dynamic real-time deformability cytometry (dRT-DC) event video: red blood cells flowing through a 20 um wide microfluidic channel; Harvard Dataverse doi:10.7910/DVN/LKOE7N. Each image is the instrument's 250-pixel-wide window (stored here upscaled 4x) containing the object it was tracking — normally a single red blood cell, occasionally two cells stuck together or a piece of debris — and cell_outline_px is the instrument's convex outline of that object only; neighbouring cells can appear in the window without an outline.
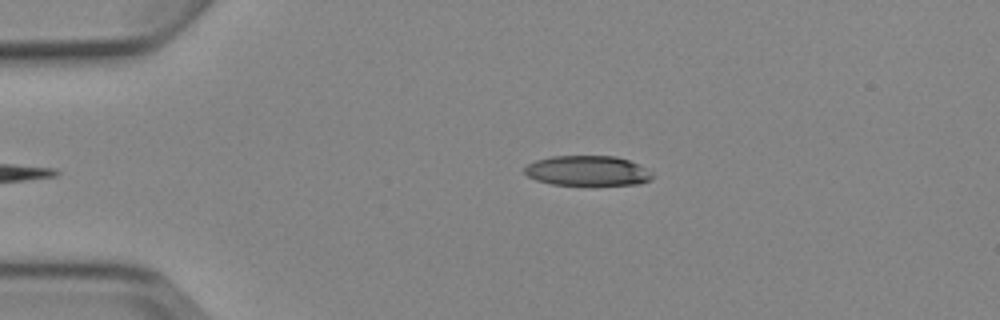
{"species": "Egyptian fruit bat (a non-hibernating species)", "species_latin": "Rousettus aegyptiacus", "temperature_condition": "cold", "stored_images_in_passage": 6, "camera_frame_rate_fps": 3000, "um_per_image_px": 0.085, "animal": {"sex": "female"}, "frame": {"image": 1, "passage_image": 6, "time_ms": 5.667, "image_size_px": [1000, 320], "cell_outline_px": [[656, 176], [640, 184], [552, 184], [536, 180], [528, 176], [524, 172], [524, 168], [528, 164], [536, 160], [552, 156], [616, 156], [628, 160], [636, 164]], "centroid_in_image_um": [49.9, 14.5], "position_along_channel_um": 35.1, "area_um2": 21.96}}